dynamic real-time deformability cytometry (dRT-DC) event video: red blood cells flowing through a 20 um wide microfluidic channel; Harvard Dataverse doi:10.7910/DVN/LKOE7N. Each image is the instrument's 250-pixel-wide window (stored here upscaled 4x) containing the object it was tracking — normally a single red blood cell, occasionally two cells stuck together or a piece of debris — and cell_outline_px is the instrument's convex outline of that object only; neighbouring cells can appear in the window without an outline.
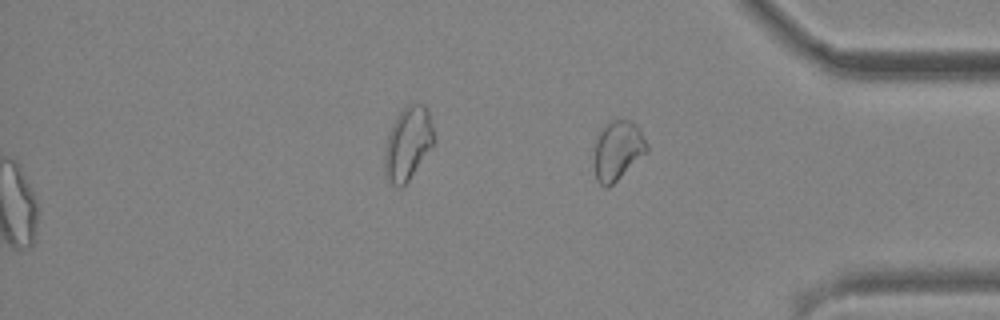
{"species": "common noctule bat (a hibernating species)", "species_latin": "Nyctalus noctula", "temperature_condition": "cold", "stored_images_in_passage": 52, "segment_of_instrument_passage": [2, 2], "camera_frame_rate_fps": 3000, "um_per_image_px": 0.085, "animal": {"sex": "male", "body_mass_g": 19.2, "forearm_length_mm": 51.8}, "frame": {"image": 1, "passage_image": 52, "time_ms": 17.0, "image_size_px": [1000, 320], "cell_outline_px": [[648, 152], [608, 188], [604, 188], [596, 180], [596, 140], [604, 124], [612, 120], [628, 120], [636, 124], [640, 128], [648, 144]], "centroid_in_image_um": [52.55, 12.78], "position_along_channel_um": 382.6, "area_um2": 18.09}}